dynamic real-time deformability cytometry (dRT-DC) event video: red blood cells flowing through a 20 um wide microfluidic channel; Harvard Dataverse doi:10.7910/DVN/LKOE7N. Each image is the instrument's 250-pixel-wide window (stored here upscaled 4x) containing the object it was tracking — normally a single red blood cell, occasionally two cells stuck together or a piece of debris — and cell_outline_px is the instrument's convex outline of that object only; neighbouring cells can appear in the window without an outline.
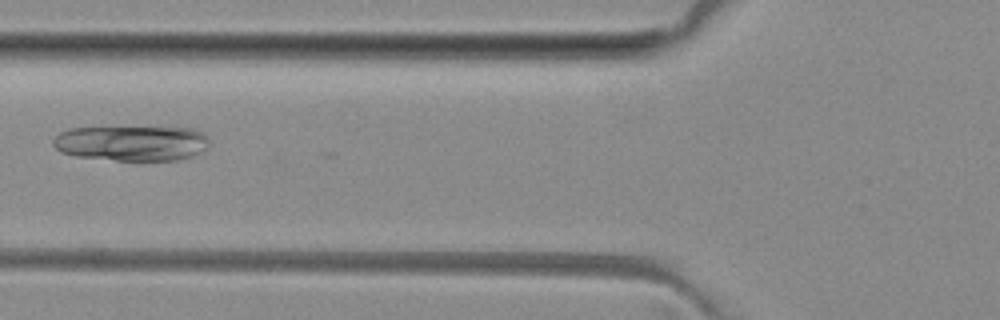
{"species": "common noctule bat (a hibernating species)", "species_latin": "Nyctalus noctula", "temperature_condition": "room temperature", "stored_images_in_passage": 2, "camera_frame_rate_fps": 3000, "um_per_image_px": 0.085, "animal": {"sex": "female", "body_mass_g": 29.2, "forearm_length_mm": 56.3}, "frame": {"image": 1, "passage_image": 2, "time_ms": 1.0, "image_size_px": [1000, 320], "cell_outline_px": [[208, 144], [200, 152], [176, 160], [116, 160], [76, 156], [60, 152], [52, 144], [52, 140], [60, 132], [68, 128], [172, 124], [196, 128], [204, 132], [208, 140]], "centroid_in_image_um": [11.22, 12.09], "position_along_channel_um": 114.6, "area_um2": 33.64}}